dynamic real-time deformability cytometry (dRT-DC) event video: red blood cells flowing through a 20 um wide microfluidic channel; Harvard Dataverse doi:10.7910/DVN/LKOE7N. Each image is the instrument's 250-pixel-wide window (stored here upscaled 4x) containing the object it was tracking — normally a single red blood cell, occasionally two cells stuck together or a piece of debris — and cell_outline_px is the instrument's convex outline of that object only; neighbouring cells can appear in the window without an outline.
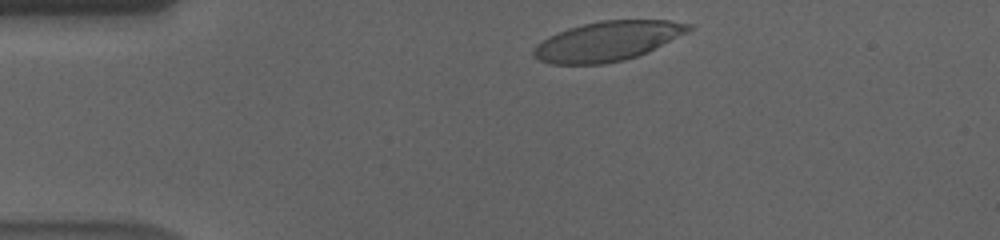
{"species": "human", "species_latin": "Homo sapiens", "temperature_condition": "cold", "stored_images_in_passage": 39, "camera_frame_rate_fps": 3000, "um_per_image_px": 0.085, "donor": {"sex": "male"}, "frame": {"image": 1, "passage_image": 2, "time_ms": 0.333, "image_size_px": [1000, 240], "cell_outline_px": [[692, 28], [688, 32], [648, 52], [624, 60], [604, 64], [552, 64], [540, 60], [532, 56], [532, 48], [536, 44], [548, 36], [568, 28], [600, 20], [668, 20], [692, 24]], "centroid_in_image_um": [51.62, 3.5], "position_along_channel_um": 33.4, "area_um2": 35.84}}
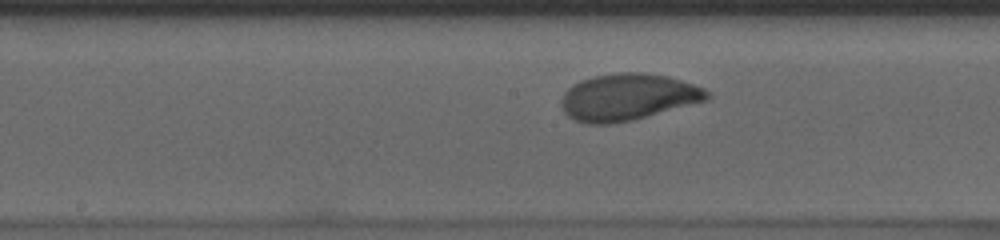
{"frame": {"image": 2, "passage_image": 20, "time_ms": 6.333, "image_size_px": [1000, 240], "cell_outline_px": [[712, 96], [708, 100], [632, 120], [612, 124], [584, 124], [568, 116], [564, 112], [560, 104], [560, 100], [564, 92], [572, 84], [580, 80], [592, 76], [620, 72], [640, 72], [668, 76], [704, 88]], "centroid_in_image_um": [53.33, 8.25], "position_along_channel_um": 194.9, "area_um2": 39.88}}
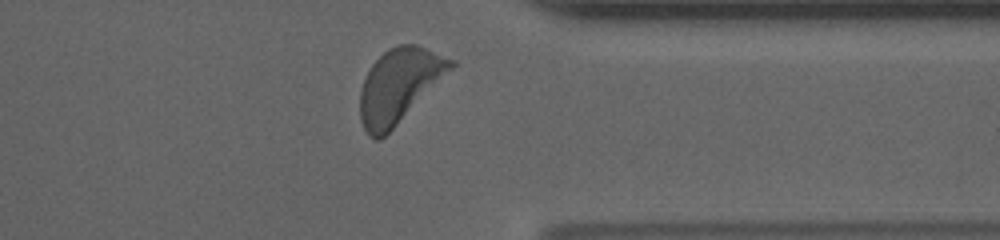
{"frame": {"image": 3, "passage_image": 36, "time_ms": 11.667, "image_size_px": [1000, 240], "cell_outline_px": [[456, 64], [380, 140], [376, 140], [368, 136], [360, 120], [360, 92], [364, 80], [372, 64], [388, 48], [400, 44], [416, 44], [456, 60]], "centroid_in_image_um": [33.9, 7.25], "position_along_channel_um": 377.5, "area_um2": 38.21}, "authors_computed_cell_mechanics": {"area_um2": 37.8012, "velocity_mm_per_s": 3.521, "shape_relaxation_time_tau1_ms": 2.9568, "shape_relaxation_time_tau2_ms": 1.8148, "deformation_change_tau1": 0.1723, "deformation_change_tau2": 0.0689}}